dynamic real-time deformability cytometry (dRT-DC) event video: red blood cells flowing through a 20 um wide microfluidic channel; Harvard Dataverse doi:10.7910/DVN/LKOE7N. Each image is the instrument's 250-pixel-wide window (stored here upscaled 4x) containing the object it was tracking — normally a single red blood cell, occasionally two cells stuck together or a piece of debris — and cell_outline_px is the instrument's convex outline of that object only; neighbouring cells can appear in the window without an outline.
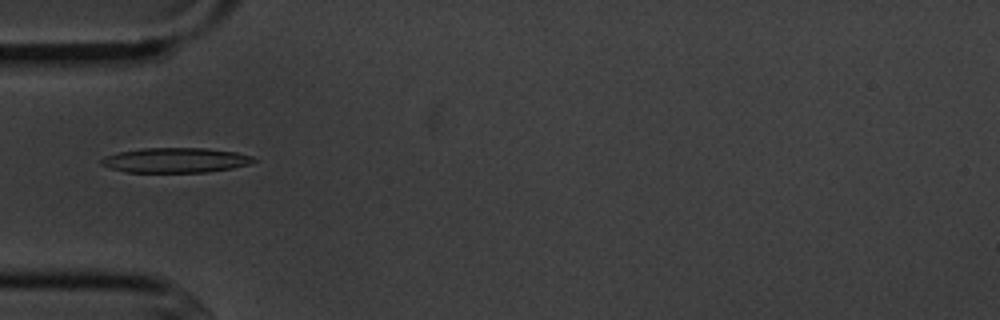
{"species": "common noctule bat (a hibernating species)", "species_latin": "Nyctalus noctula", "temperature_condition": "cold", "stored_images_in_passage": 2, "camera_frame_rate_fps": 3000, "um_per_image_px": 0.085, "animal": {"sex": "male", "body_mass_g": 20.1, "forearm_length_mm": 53.5}, "frame": {"image": 1, "passage_image": 2, "time_ms": 1.0, "image_size_px": [1000, 320], "cell_outline_px": [[256, 160], [248, 164], [232, 168], [204, 172], [124, 172], [100, 164], [100, 160], [104, 156], [120, 152], [140, 148], [208, 148], [236, 152], [252, 156]], "centroid_in_image_um": [14.89, 13.61], "position_along_channel_um": 70.1, "area_um2": 22.02}}